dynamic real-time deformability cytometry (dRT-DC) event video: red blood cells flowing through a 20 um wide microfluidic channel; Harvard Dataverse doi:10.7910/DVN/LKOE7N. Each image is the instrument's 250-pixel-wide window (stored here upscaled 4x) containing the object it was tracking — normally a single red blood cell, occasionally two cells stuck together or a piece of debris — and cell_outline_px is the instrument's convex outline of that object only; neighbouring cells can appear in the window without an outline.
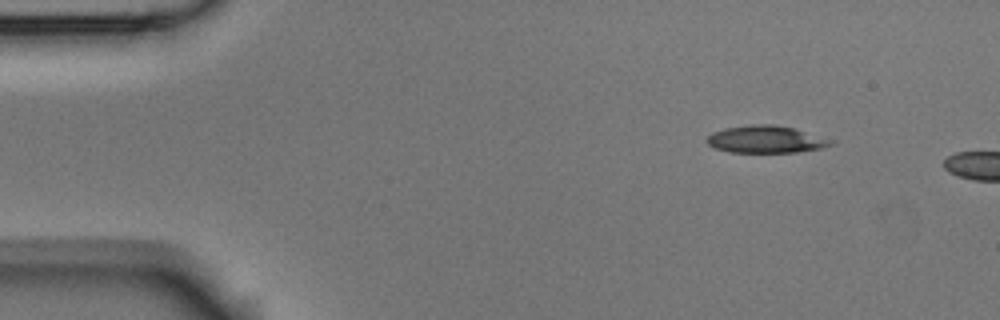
{"species": "Egyptian fruit bat (a non-hibernating species)", "species_latin": "Rousettus aegyptiacus", "temperature_condition": "room temperature", "stored_images_in_passage": 4, "camera_frame_rate_fps": 3000, "um_per_image_px": 0.085, "animal": {"sex": "male"}, "frame": {"image": 1, "passage_image": 1, "time_ms": 0.0, "image_size_px": [1000, 320], "cell_outline_px": [[836, 144], [820, 148], [796, 152], [728, 152], [716, 148], [708, 144], [704, 140], [712, 132], [724, 128], [748, 124], [776, 124], [796, 128], [836, 140]], "centroid_in_image_um": [65.14, 11.83], "position_along_channel_um": 19.9, "area_um2": 20.11}}